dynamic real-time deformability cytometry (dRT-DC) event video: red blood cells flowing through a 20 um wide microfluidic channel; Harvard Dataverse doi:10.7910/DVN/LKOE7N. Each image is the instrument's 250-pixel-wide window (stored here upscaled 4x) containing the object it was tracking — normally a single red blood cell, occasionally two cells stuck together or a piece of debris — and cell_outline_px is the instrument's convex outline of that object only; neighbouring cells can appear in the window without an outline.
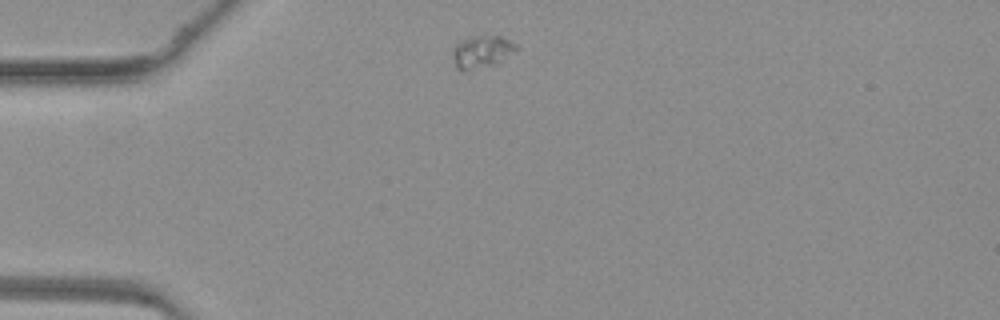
{"species": "common noctule bat (a hibernating species)", "species_latin": "Nyctalus noctula", "temperature_condition": "warm", "stored_images_in_passage": 39, "camera_frame_rate_fps": 3000, "um_per_image_px": 0.085, "animal": {"sex": "female", "body_mass_g": 19.3, "forearm_length_mm": 54.1}, "frame": {"image": 1, "passage_image": 1, "time_ms": 0.0, "image_size_px": [1000, 320], "cell_outline_px": [[520, 48], [516, 52], [496, 64], [464, 72], [460, 72], [456, 68], [452, 56], [452, 48], [460, 40], [476, 36], [500, 36], [516, 44]], "centroid_in_image_um": [40.94, 4.43], "position_along_channel_um": 44.1, "area_um2": 12.31}}
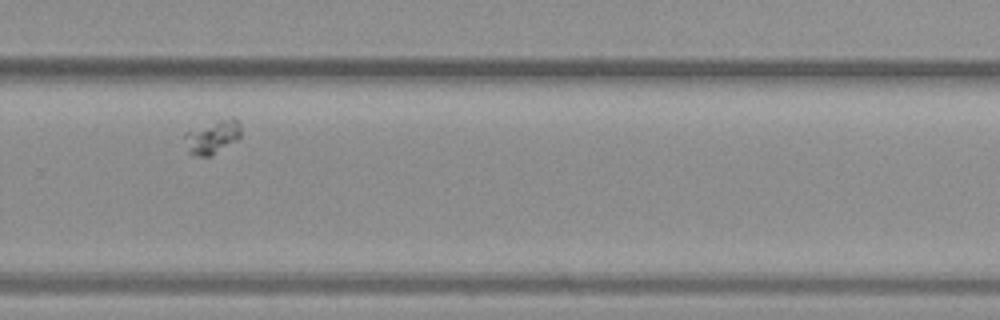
{"frame": {"image": 2, "passage_image": 23, "time_ms": 7.333, "image_size_px": [1000, 320], "cell_outline_px": [[240, 136], [236, 140], [212, 156], [196, 156], [188, 152], [184, 136], [184, 132], [220, 120], [236, 120], [240, 124]], "centroid_in_image_um": [18.01, 11.69], "position_along_channel_um": 311.8, "area_um2": 10.58}}
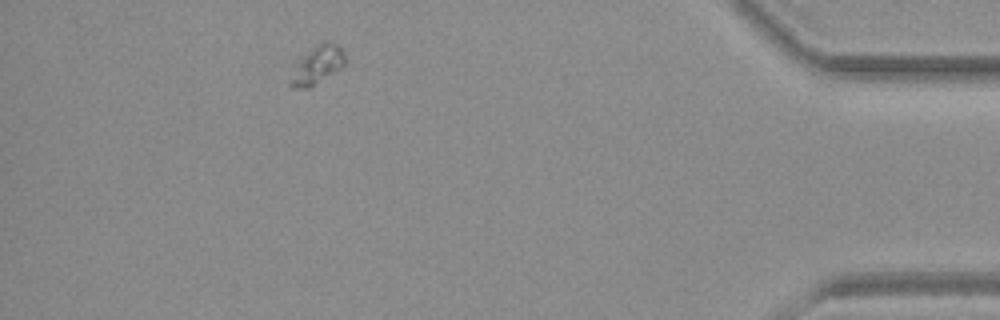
{"frame": {"image": 3, "passage_image": 34, "time_ms": 11.0, "image_size_px": [1000, 320], "cell_outline_px": [[344, 64], [340, 68], [312, 88], [292, 88], [288, 84], [296, 56], [316, 44], [324, 40], [332, 40], [344, 52]], "centroid_in_image_um": [26.88, 5.5], "position_along_channel_um": 408.3, "area_um2": 12.89}}